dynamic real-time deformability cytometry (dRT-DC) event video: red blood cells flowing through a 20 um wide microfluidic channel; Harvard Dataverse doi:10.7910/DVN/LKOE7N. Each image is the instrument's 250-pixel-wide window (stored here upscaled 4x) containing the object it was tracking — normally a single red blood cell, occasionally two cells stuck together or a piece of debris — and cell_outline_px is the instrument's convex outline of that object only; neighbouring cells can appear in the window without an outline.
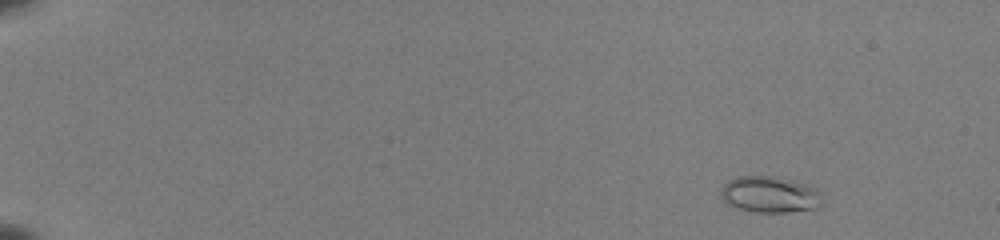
{"species": "common noctule bat (a hibernating species)", "species_latin": "Nyctalus noctula", "temperature_condition": "room temperature", "stored_images_in_passage": 19, "camera_frame_rate_fps": 3000, "um_per_image_px": 0.085, "animal": {"sex": "female", "body_mass_g": 22.0, "forearm_length_mm": 56.7}, "frame": {"image": 1, "passage_image": 6, "time_ms": 1.667, "image_size_px": [1000, 240], "cell_outline_px": [[820, 192], [816, 208], [788, 212], [752, 212], [728, 204], [720, 196], [720, 188], [728, 180], [736, 176], [772, 176], [792, 180], [808, 184], [816, 188]], "centroid_in_image_um": [65.37, 16.51], "position_along_channel_um": 19.6, "area_um2": 21.33}}